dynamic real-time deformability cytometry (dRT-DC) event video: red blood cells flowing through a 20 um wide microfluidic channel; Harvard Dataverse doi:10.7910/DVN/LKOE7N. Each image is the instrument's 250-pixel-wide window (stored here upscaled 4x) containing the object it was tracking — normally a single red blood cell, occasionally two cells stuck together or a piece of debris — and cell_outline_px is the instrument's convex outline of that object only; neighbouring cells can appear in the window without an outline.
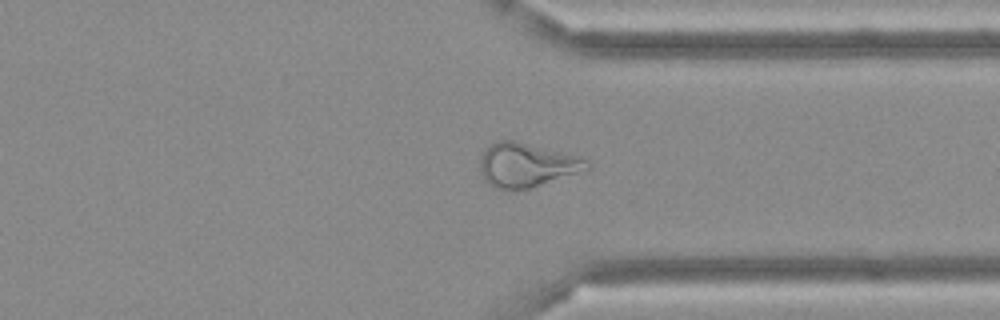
{"species": "Egyptian fruit bat (a non-hibernating species)", "species_latin": "Rousettus aegyptiacus", "temperature_condition": "cold", "stored_images_in_passage": 49, "camera_frame_rate_fps": 3000, "um_per_image_px": 0.085, "frame": {"image": 1, "passage_image": 37, "time_ms": 12.0, "image_size_px": [1000, 320], "cell_outline_px": [[592, 168], [532, 188], [508, 192], [492, 188], [484, 180], [480, 172], [480, 156], [496, 140], [512, 140], [568, 152], [584, 156], [592, 160]], "centroid_in_image_um": [44.83, 14.05], "position_along_channel_um": 366.6, "area_um2": 28.5}}
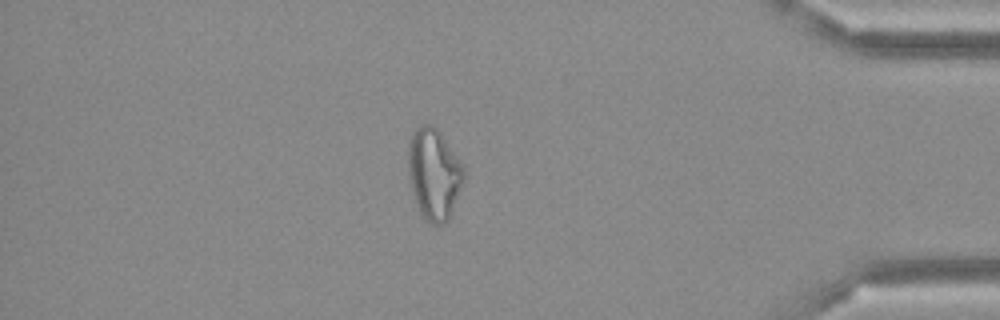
{"frame": {"image": 2, "passage_image": 42, "time_ms": 13.667, "image_size_px": [1000, 320], "cell_outline_px": [[464, 180], [448, 220], [444, 224], [432, 224], [420, 212], [416, 204], [408, 180], [408, 144], [412, 132], [420, 124], [432, 124], [440, 132], [464, 164]], "centroid_in_image_um": [36.88, 14.75], "position_along_channel_um": 398.3, "area_um2": 29.77}}